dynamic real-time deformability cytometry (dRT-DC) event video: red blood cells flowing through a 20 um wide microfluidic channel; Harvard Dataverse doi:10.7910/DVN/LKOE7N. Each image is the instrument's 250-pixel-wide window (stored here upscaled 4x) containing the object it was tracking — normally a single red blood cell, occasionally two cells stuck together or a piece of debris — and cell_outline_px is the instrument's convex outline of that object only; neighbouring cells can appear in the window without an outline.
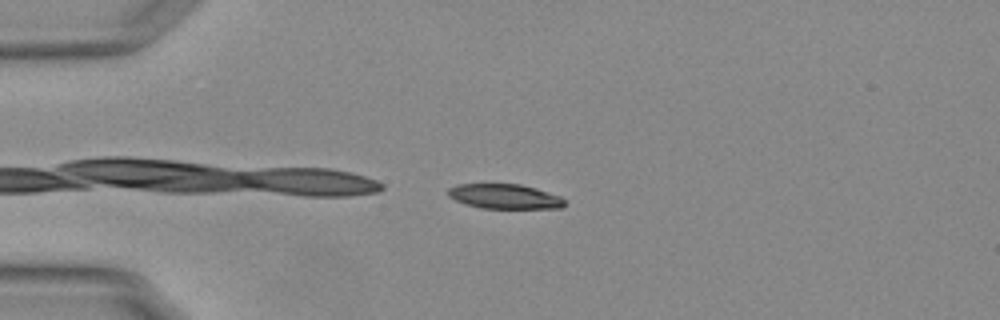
{"species": "Egyptian fruit bat (a non-hibernating species)", "species_latin": "Rousettus aegyptiacus", "temperature_condition": "warm", "stored_images_in_passage": 35, "camera_frame_rate_fps": 3000, "um_per_image_px": 0.085, "animal": {"sex": "female"}, "frame": {"image": 1, "passage_image": 1, "time_ms": 0.0, "image_size_px": [1000, 320], "cell_outline_px": [[564, 204], [560, 208], [480, 208], [464, 204], [448, 196], [448, 188], [456, 184], [520, 184], [536, 188], [560, 196], [564, 200]], "centroid_in_image_um": [42.86, 16.69], "position_along_channel_um": 42.1, "area_um2": 16.76}, "authors_computed_cell_mechanics": {"area_um2": 18.7272, "velocity_mm_per_s": 3.7615, "shape_relaxation_time_tau1_ms": 6.2889, "shape_relaxation_time_tau2_ms": 2.8607, "deformation_change_tau1": 0.1881, "deformation_change_tau2": 0.0879}}